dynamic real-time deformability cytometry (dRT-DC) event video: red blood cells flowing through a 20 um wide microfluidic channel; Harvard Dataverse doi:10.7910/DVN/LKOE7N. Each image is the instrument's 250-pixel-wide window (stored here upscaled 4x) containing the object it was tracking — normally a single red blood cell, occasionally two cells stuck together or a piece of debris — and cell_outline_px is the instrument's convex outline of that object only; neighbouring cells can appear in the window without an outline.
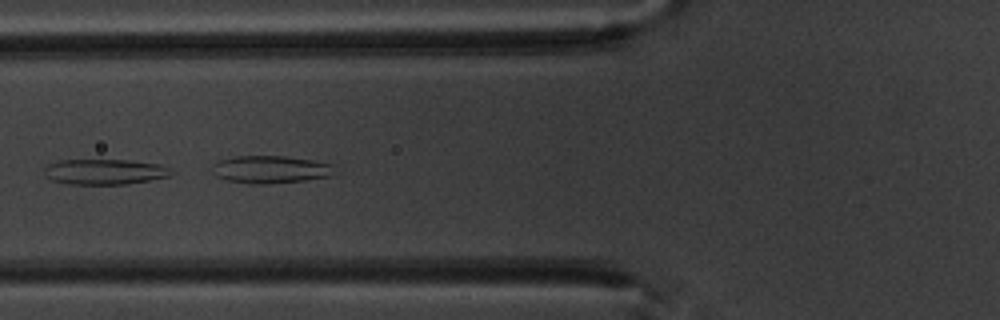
{"species": "common noctule bat (a hibernating species)", "species_latin": "Nyctalus noctula", "temperature_condition": "warm", "stored_images_in_passage": 6, "camera_frame_rate_fps": 3000, "um_per_image_px": 0.085, "animal": {"sex": "male", "body_mass_g": 20.1, "forearm_length_mm": 53.5}, "frame": {"image": 1, "passage_image": 5, "time_ms": 5.667, "image_size_px": [1000, 320], "cell_outline_px": [[176, 172], [168, 176], [148, 180], [124, 184], [68, 184], [52, 180], [44, 176], [44, 168], [48, 164], [60, 160], [128, 160], [160, 164]], "centroid_in_image_um": [8.87, 14.59], "position_along_channel_um": 116.9, "area_um2": 18.79}}